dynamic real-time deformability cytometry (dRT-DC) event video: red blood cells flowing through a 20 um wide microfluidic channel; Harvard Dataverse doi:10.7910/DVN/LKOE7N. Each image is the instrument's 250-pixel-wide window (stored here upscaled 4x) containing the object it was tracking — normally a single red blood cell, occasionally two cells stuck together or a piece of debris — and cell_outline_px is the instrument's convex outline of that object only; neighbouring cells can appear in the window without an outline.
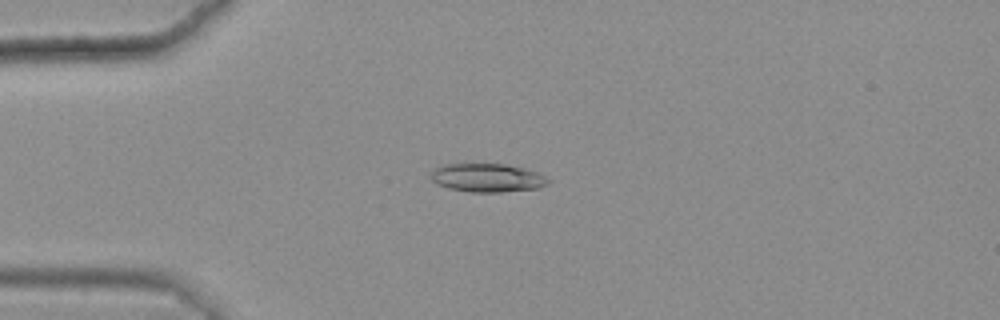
{"species": "common noctule bat (a hibernating species)", "species_latin": "Nyctalus noctula", "temperature_condition": "warm", "stored_images_in_passage": 48, "camera_frame_rate_fps": 3000, "um_per_image_px": 0.085, "animal": {"sex": "female", "body_mass_g": 25.1}, "frame": {"image": 1, "passage_image": 14, "time_ms": 4.333, "image_size_px": [1000, 320], "cell_outline_px": [[552, 180], [548, 184], [540, 188], [500, 192], [468, 192], [448, 188], [436, 184], [432, 180], [432, 172], [436, 168], [444, 164], [504, 164], [524, 168], [536, 172]], "centroid_in_image_um": [41.45, 15.12], "position_along_channel_um": 43.6, "area_um2": 19.48}}
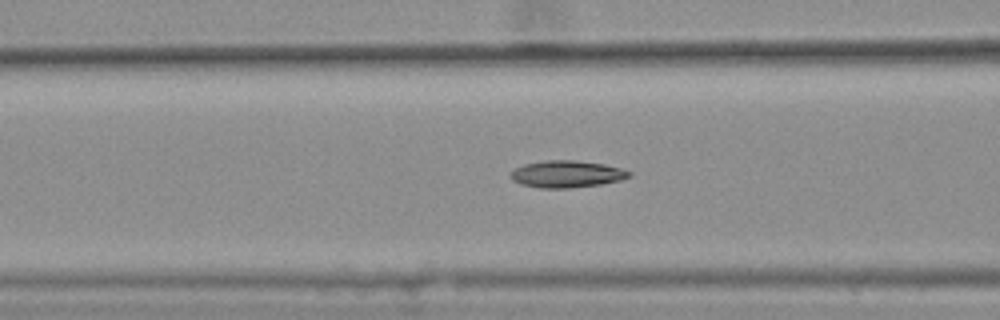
{"frame": {"image": 2, "passage_image": 22, "time_ms": 7.0, "image_size_px": [1000, 320], "cell_outline_px": [[632, 176], [620, 180], [600, 184], [568, 188], [540, 188], [520, 184], [512, 180], [508, 176], [516, 168], [524, 164], [544, 160], [576, 160], [604, 164], [620, 168], [632, 172]], "centroid_in_image_um": [48.16, 14.79], "position_along_channel_um": 118.4, "area_um2": 18.67}}
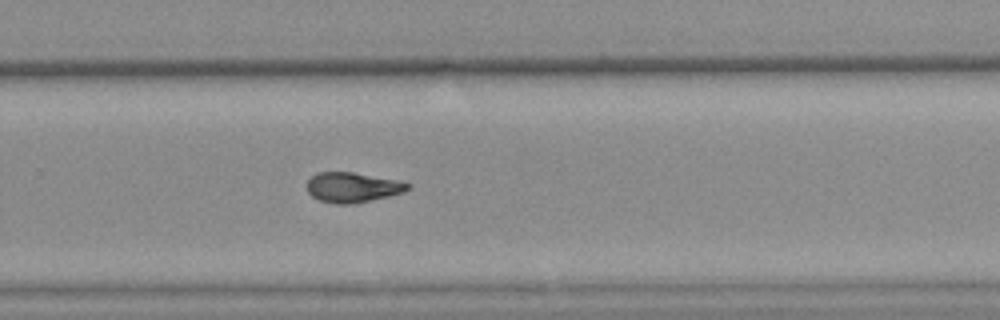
{"frame": {"image": 3, "passage_image": 37, "time_ms": 12.0, "image_size_px": [1000, 320], "cell_outline_px": [[408, 188], [404, 192], [388, 196], [352, 204], [336, 204], [320, 200], [312, 196], [308, 192], [304, 184], [316, 172], [352, 172], [396, 180], [408, 184]], "centroid_in_image_um": [29.88, 15.92], "position_along_channel_um": 299.9, "area_um2": 17.46}, "authors_computed_cell_mechanics": {"area_um2": 18.0914, "velocity_mm_per_s": 3.642, "shape_relaxation_time_tau1_ms": null, "shape_relaxation_time_tau2_ms": 5.391, "deformation_change_tau1": null, "deformation_change_tau2": 0.1147}}